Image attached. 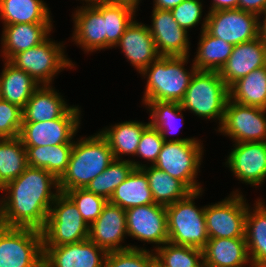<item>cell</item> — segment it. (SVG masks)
<instances>
[{
    "label": "cell",
    "mask_w": 266,
    "mask_h": 267,
    "mask_svg": "<svg viewBox=\"0 0 266 267\" xmlns=\"http://www.w3.org/2000/svg\"><path fill=\"white\" fill-rule=\"evenodd\" d=\"M263 66H266V43L259 36L254 40L235 45L219 74L230 87L241 77Z\"/></svg>",
    "instance_id": "cell-20"
},
{
    "label": "cell",
    "mask_w": 266,
    "mask_h": 267,
    "mask_svg": "<svg viewBox=\"0 0 266 267\" xmlns=\"http://www.w3.org/2000/svg\"><path fill=\"white\" fill-rule=\"evenodd\" d=\"M76 204L78 211L87 225H91L101 214L108 200L91 193L85 188H76L65 192Z\"/></svg>",
    "instance_id": "cell-40"
},
{
    "label": "cell",
    "mask_w": 266,
    "mask_h": 267,
    "mask_svg": "<svg viewBox=\"0 0 266 267\" xmlns=\"http://www.w3.org/2000/svg\"><path fill=\"white\" fill-rule=\"evenodd\" d=\"M183 0H153V9L169 10L179 5Z\"/></svg>",
    "instance_id": "cell-46"
},
{
    "label": "cell",
    "mask_w": 266,
    "mask_h": 267,
    "mask_svg": "<svg viewBox=\"0 0 266 267\" xmlns=\"http://www.w3.org/2000/svg\"><path fill=\"white\" fill-rule=\"evenodd\" d=\"M262 17L263 19L260 18L259 36L266 43V13Z\"/></svg>",
    "instance_id": "cell-48"
},
{
    "label": "cell",
    "mask_w": 266,
    "mask_h": 267,
    "mask_svg": "<svg viewBox=\"0 0 266 267\" xmlns=\"http://www.w3.org/2000/svg\"><path fill=\"white\" fill-rule=\"evenodd\" d=\"M133 169L134 166L130 159H114L103 173L88 183L85 189L109 200L114 190L127 178Z\"/></svg>",
    "instance_id": "cell-37"
},
{
    "label": "cell",
    "mask_w": 266,
    "mask_h": 267,
    "mask_svg": "<svg viewBox=\"0 0 266 267\" xmlns=\"http://www.w3.org/2000/svg\"><path fill=\"white\" fill-rule=\"evenodd\" d=\"M229 98L239 104L266 109V66L234 82L229 87Z\"/></svg>",
    "instance_id": "cell-31"
},
{
    "label": "cell",
    "mask_w": 266,
    "mask_h": 267,
    "mask_svg": "<svg viewBox=\"0 0 266 267\" xmlns=\"http://www.w3.org/2000/svg\"><path fill=\"white\" fill-rule=\"evenodd\" d=\"M113 160L112 150L99 131L79 140L77 138V141L74 140L67 170L59 179L60 192L85 188Z\"/></svg>",
    "instance_id": "cell-2"
},
{
    "label": "cell",
    "mask_w": 266,
    "mask_h": 267,
    "mask_svg": "<svg viewBox=\"0 0 266 267\" xmlns=\"http://www.w3.org/2000/svg\"><path fill=\"white\" fill-rule=\"evenodd\" d=\"M203 189L190 192L185 198L166 206L168 242L203 249L208 241L205 206L199 208L195 199Z\"/></svg>",
    "instance_id": "cell-5"
},
{
    "label": "cell",
    "mask_w": 266,
    "mask_h": 267,
    "mask_svg": "<svg viewBox=\"0 0 266 267\" xmlns=\"http://www.w3.org/2000/svg\"><path fill=\"white\" fill-rule=\"evenodd\" d=\"M148 125L149 122L129 120L105 127L99 132L107 140L114 159L121 160L122 155L135 156L142 133Z\"/></svg>",
    "instance_id": "cell-27"
},
{
    "label": "cell",
    "mask_w": 266,
    "mask_h": 267,
    "mask_svg": "<svg viewBox=\"0 0 266 267\" xmlns=\"http://www.w3.org/2000/svg\"><path fill=\"white\" fill-rule=\"evenodd\" d=\"M154 251L148 249H126L108 252L104 267H152L156 261Z\"/></svg>",
    "instance_id": "cell-39"
},
{
    "label": "cell",
    "mask_w": 266,
    "mask_h": 267,
    "mask_svg": "<svg viewBox=\"0 0 266 267\" xmlns=\"http://www.w3.org/2000/svg\"><path fill=\"white\" fill-rule=\"evenodd\" d=\"M43 0H0L3 25L52 23L51 11Z\"/></svg>",
    "instance_id": "cell-30"
},
{
    "label": "cell",
    "mask_w": 266,
    "mask_h": 267,
    "mask_svg": "<svg viewBox=\"0 0 266 267\" xmlns=\"http://www.w3.org/2000/svg\"><path fill=\"white\" fill-rule=\"evenodd\" d=\"M107 252L89 239L43 246V267H104Z\"/></svg>",
    "instance_id": "cell-17"
},
{
    "label": "cell",
    "mask_w": 266,
    "mask_h": 267,
    "mask_svg": "<svg viewBox=\"0 0 266 267\" xmlns=\"http://www.w3.org/2000/svg\"><path fill=\"white\" fill-rule=\"evenodd\" d=\"M135 169H141L147 176L154 202L168 206L185 198L192 192L182 181L171 177L168 173L155 166L142 164L140 161L130 160Z\"/></svg>",
    "instance_id": "cell-25"
},
{
    "label": "cell",
    "mask_w": 266,
    "mask_h": 267,
    "mask_svg": "<svg viewBox=\"0 0 266 267\" xmlns=\"http://www.w3.org/2000/svg\"><path fill=\"white\" fill-rule=\"evenodd\" d=\"M41 233L43 246H60L89 239V225L73 200L60 192L51 205Z\"/></svg>",
    "instance_id": "cell-6"
},
{
    "label": "cell",
    "mask_w": 266,
    "mask_h": 267,
    "mask_svg": "<svg viewBox=\"0 0 266 267\" xmlns=\"http://www.w3.org/2000/svg\"><path fill=\"white\" fill-rule=\"evenodd\" d=\"M81 108L71 106L60 118L43 122H22L20 139L24 147L74 144L81 126Z\"/></svg>",
    "instance_id": "cell-11"
},
{
    "label": "cell",
    "mask_w": 266,
    "mask_h": 267,
    "mask_svg": "<svg viewBox=\"0 0 266 267\" xmlns=\"http://www.w3.org/2000/svg\"><path fill=\"white\" fill-rule=\"evenodd\" d=\"M52 85H40L22 109V122H43L60 118L70 107Z\"/></svg>",
    "instance_id": "cell-24"
},
{
    "label": "cell",
    "mask_w": 266,
    "mask_h": 267,
    "mask_svg": "<svg viewBox=\"0 0 266 267\" xmlns=\"http://www.w3.org/2000/svg\"><path fill=\"white\" fill-rule=\"evenodd\" d=\"M150 113L151 120L149 124L156 128L165 141H185V140H198L195 137L191 138H167V135L178 132L179 125L184 122V111L181 104L178 102L169 101H155L148 102L144 105ZM181 119V122L179 119ZM179 122H178V121Z\"/></svg>",
    "instance_id": "cell-34"
},
{
    "label": "cell",
    "mask_w": 266,
    "mask_h": 267,
    "mask_svg": "<svg viewBox=\"0 0 266 267\" xmlns=\"http://www.w3.org/2000/svg\"><path fill=\"white\" fill-rule=\"evenodd\" d=\"M0 267H43L41 231L3 226L0 229Z\"/></svg>",
    "instance_id": "cell-9"
},
{
    "label": "cell",
    "mask_w": 266,
    "mask_h": 267,
    "mask_svg": "<svg viewBox=\"0 0 266 267\" xmlns=\"http://www.w3.org/2000/svg\"><path fill=\"white\" fill-rule=\"evenodd\" d=\"M203 251V265L212 267H253L245 237L209 238ZM249 263V265H248Z\"/></svg>",
    "instance_id": "cell-23"
},
{
    "label": "cell",
    "mask_w": 266,
    "mask_h": 267,
    "mask_svg": "<svg viewBox=\"0 0 266 267\" xmlns=\"http://www.w3.org/2000/svg\"><path fill=\"white\" fill-rule=\"evenodd\" d=\"M239 0H213L208 12L238 8Z\"/></svg>",
    "instance_id": "cell-45"
},
{
    "label": "cell",
    "mask_w": 266,
    "mask_h": 267,
    "mask_svg": "<svg viewBox=\"0 0 266 267\" xmlns=\"http://www.w3.org/2000/svg\"><path fill=\"white\" fill-rule=\"evenodd\" d=\"M3 221H2V211H1V202H0V229L3 227Z\"/></svg>",
    "instance_id": "cell-50"
},
{
    "label": "cell",
    "mask_w": 266,
    "mask_h": 267,
    "mask_svg": "<svg viewBox=\"0 0 266 267\" xmlns=\"http://www.w3.org/2000/svg\"><path fill=\"white\" fill-rule=\"evenodd\" d=\"M202 5L201 0H183L171 12L178 25L188 32L201 23L204 11Z\"/></svg>",
    "instance_id": "cell-43"
},
{
    "label": "cell",
    "mask_w": 266,
    "mask_h": 267,
    "mask_svg": "<svg viewBox=\"0 0 266 267\" xmlns=\"http://www.w3.org/2000/svg\"><path fill=\"white\" fill-rule=\"evenodd\" d=\"M253 206H248L245 217L248 254L253 267H266V204L257 199Z\"/></svg>",
    "instance_id": "cell-26"
},
{
    "label": "cell",
    "mask_w": 266,
    "mask_h": 267,
    "mask_svg": "<svg viewBox=\"0 0 266 267\" xmlns=\"http://www.w3.org/2000/svg\"><path fill=\"white\" fill-rule=\"evenodd\" d=\"M152 22L148 25L160 56H190L188 33L181 28L169 10H152Z\"/></svg>",
    "instance_id": "cell-18"
},
{
    "label": "cell",
    "mask_w": 266,
    "mask_h": 267,
    "mask_svg": "<svg viewBox=\"0 0 266 267\" xmlns=\"http://www.w3.org/2000/svg\"><path fill=\"white\" fill-rule=\"evenodd\" d=\"M156 261L163 267H202V249L166 242L154 250Z\"/></svg>",
    "instance_id": "cell-38"
},
{
    "label": "cell",
    "mask_w": 266,
    "mask_h": 267,
    "mask_svg": "<svg viewBox=\"0 0 266 267\" xmlns=\"http://www.w3.org/2000/svg\"><path fill=\"white\" fill-rule=\"evenodd\" d=\"M233 143L266 142V109L227 100L224 118L216 130Z\"/></svg>",
    "instance_id": "cell-13"
},
{
    "label": "cell",
    "mask_w": 266,
    "mask_h": 267,
    "mask_svg": "<svg viewBox=\"0 0 266 267\" xmlns=\"http://www.w3.org/2000/svg\"><path fill=\"white\" fill-rule=\"evenodd\" d=\"M80 1H85L86 5H91V4L103 2V0H80Z\"/></svg>",
    "instance_id": "cell-49"
},
{
    "label": "cell",
    "mask_w": 266,
    "mask_h": 267,
    "mask_svg": "<svg viewBox=\"0 0 266 267\" xmlns=\"http://www.w3.org/2000/svg\"><path fill=\"white\" fill-rule=\"evenodd\" d=\"M202 267H212V266H210V265H203Z\"/></svg>",
    "instance_id": "cell-53"
},
{
    "label": "cell",
    "mask_w": 266,
    "mask_h": 267,
    "mask_svg": "<svg viewBox=\"0 0 266 267\" xmlns=\"http://www.w3.org/2000/svg\"><path fill=\"white\" fill-rule=\"evenodd\" d=\"M228 99L229 87L218 71H196L180 104L199 118L218 120L219 128Z\"/></svg>",
    "instance_id": "cell-4"
},
{
    "label": "cell",
    "mask_w": 266,
    "mask_h": 267,
    "mask_svg": "<svg viewBox=\"0 0 266 267\" xmlns=\"http://www.w3.org/2000/svg\"><path fill=\"white\" fill-rule=\"evenodd\" d=\"M165 140L162 134L150 124L144 129L135 156L155 164Z\"/></svg>",
    "instance_id": "cell-42"
},
{
    "label": "cell",
    "mask_w": 266,
    "mask_h": 267,
    "mask_svg": "<svg viewBox=\"0 0 266 267\" xmlns=\"http://www.w3.org/2000/svg\"><path fill=\"white\" fill-rule=\"evenodd\" d=\"M238 8L254 13L261 18L266 13V0H239Z\"/></svg>",
    "instance_id": "cell-44"
},
{
    "label": "cell",
    "mask_w": 266,
    "mask_h": 267,
    "mask_svg": "<svg viewBox=\"0 0 266 267\" xmlns=\"http://www.w3.org/2000/svg\"><path fill=\"white\" fill-rule=\"evenodd\" d=\"M73 16L72 42L81 47L84 52L92 53L106 48L105 18L91 4L77 6Z\"/></svg>",
    "instance_id": "cell-21"
},
{
    "label": "cell",
    "mask_w": 266,
    "mask_h": 267,
    "mask_svg": "<svg viewBox=\"0 0 266 267\" xmlns=\"http://www.w3.org/2000/svg\"><path fill=\"white\" fill-rule=\"evenodd\" d=\"M73 144L25 147L27 164L45 169L58 180L66 172Z\"/></svg>",
    "instance_id": "cell-32"
},
{
    "label": "cell",
    "mask_w": 266,
    "mask_h": 267,
    "mask_svg": "<svg viewBox=\"0 0 266 267\" xmlns=\"http://www.w3.org/2000/svg\"><path fill=\"white\" fill-rule=\"evenodd\" d=\"M1 192L6 194L0 199L5 227L41 231L60 193L59 180L45 169L28 165L20 176L0 189Z\"/></svg>",
    "instance_id": "cell-1"
},
{
    "label": "cell",
    "mask_w": 266,
    "mask_h": 267,
    "mask_svg": "<svg viewBox=\"0 0 266 267\" xmlns=\"http://www.w3.org/2000/svg\"><path fill=\"white\" fill-rule=\"evenodd\" d=\"M225 166L237 180L259 186L266 178V142H242L233 144Z\"/></svg>",
    "instance_id": "cell-15"
},
{
    "label": "cell",
    "mask_w": 266,
    "mask_h": 267,
    "mask_svg": "<svg viewBox=\"0 0 266 267\" xmlns=\"http://www.w3.org/2000/svg\"><path fill=\"white\" fill-rule=\"evenodd\" d=\"M92 5L105 18L106 49H112L119 42L127 26L135 18L137 11L126 5L109 4L106 2Z\"/></svg>",
    "instance_id": "cell-36"
},
{
    "label": "cell",
    "mask_w": 266,
    "mask_h": 267,
    "mask_svg": "<svg viewBox=\"0 0 266 267\" xmlns=\"http://www.w3.org/2000/svg\"><path fill=\"white\" fill-rule=\"evenodd\" d=\"M2 99V97H1V85H0V100Z\"/></svg>",
    "instance_id": "cell-52"
},
{
    "label": "cell",
    "mask_w": 266,
    "mask_h": 267,
    "mask_svg": "<svg viewBox=\"0 0 266 267\" xmlns=\"http://www.w3.org/2000/svg\"><path fill=\"white\" fill-rule=\"evenodd\" d=\"M201 31L235 46L259 37L260 17L239 8L208 12Z\"/></svg>",
    "instance_id": "cell-10"
},
{
    "label": "cell",
    "mask_w": 266,
    "mask_h": 267,
    "mask_svg": "<svg viewBox=\"0 0 266 267\" xmlns=\"http://www.w3.org/2000/svg\"><path fill=\"white\" fill-rule=\"evenodd\" d=\"M53 23H20L3 25L1 38L3 61L15 54L39 45L51 35Z\"/></svg>",
    "instance_id": "cell-22"
},
{
    "label": "cell",
    "mask_w": 266,
    "mask_h": 267,
    "mask_svg": "<svg viewBox=\"0 0 266 267\" xmlns=\"http://www.w3.org/2000/svg\"><path fill=\"white\" fill-rule=\"evenodd\" d=\"M125 212L129 237L156 244L153 251L168 242L166 206L153 203L131 207Z\"/></svg>",
    "instance_id": "cell-14"
},
{
    "label": "cell",
    "mask_w": 266,
    "mask_h": 267,
    "mask_svg": "<svg viewBox=\"0 0 266 267\" xmlns=\"http://www.w3.org/2000/svg\"><path fill=\"white\" fill-rule=\"evenodd\" d=\"M126 222L125 210L107 202L101 214L89 226V240L107 253L129 248L141 249L134 244L122 245L125 243V237L128 236Z\"/></svg>",
    "instance_id": "cell-16"
},
{
    "label": "cell",
    "mask_w": 266,
    "mask_h": 267,
    "mask_svg": "<svg viewBox=\"0 0 266 267\" xmlns=\"http://www.w3.org/2000/svg\"><path fill=\"white\" fill-rule=\"evenodd\" d=\"M142 0H103V2L109 4H118V5H126L133 8L135 11H138V5L141 3Z\"/></svg>",
    "instance_id": "cell-47"
},
{
    "label": "cell",
    "mask_w": 266,
    "mask_h": 267,
    "mask_svg": "<svg viewBox=\"0 0 266 267\" xmlns=\"http://www.w3.org/2000/svg\"><path fill=\"white\" fill-rule=\"evenodd\" d=\"M152 267H163V266L160 265L157 261H155Z\"/></svg>",
    "instance_id": "cell-51"
},
{
    "label": "cell",
    "mask_w": 266,
    "mask_h": 267,
    "mask_svg": "<svg viewBox=\"0 0 266 267\" xmlns=\"http://www.w3.org/2000/svg\"><path fill=\"white\" fill-rule=\"evenodd\" d=\"M195 58L192 60L197 71H220L230 57L233 45L223 39L211 36L205 30L200 32Z\"/></svg>",
    "instance_id": "cell-33"
},
{
    "label": "cell",
    "mask_w": 266,
    "mask_h": 267,
    "mask_svg": "<svg viewBox=\"0 0 266 267\" xmlns=\"http://www.w3.org/2000/svg\"><path fill=\"white\" fill-rule=\"evenodd\" d=\"M50 35L39 45L15 54L9 62L29 74L40 85H52L54 77L75 64L65 55L64 43L55 42Z\"/></svg>",
    "instance_id": "cell-7"
},
{
    "label": "cell",
    "mask_w": 266,
    "mask_h": 267,
    "mask_svg": "<svg viewBox=\"0 0 266 267\" xmlns=\"http://www.w3.org/2000/svg\"><path fill=\"white\" fill-rule=\"evenodd\" d=\"M201 140L165 141L153 166L182 181L191 191L203 189L197 182L203 160Z\"/></svg>",
    "instance_id": "cell-8"
},
{
    "label": "cell",
    "mask_w": 266,
    "mask_h": 267,
    "mask_svg": "<svg viewBox=\"0 0 266 267\" xmlns=\"http://www.w3.org/2000/svg\"><path fill=\"white\" fill-rule=\"evenodd\" d=\"M3 67L0 73L1 97L23 109L40 84L7 60H4Z\"/></svg>",
    "instance_id": "cell-28"
},
{
    "label": "cell",
    "mask_w": 266,
    "mask_h": 267,
    "mask_svg": "<svg viewBox=\"0 0 266 267\" xmlns=\"http://www.w3.org/2000/svg\"><path fill=\"white\" fill-rule=\"evenodd\" d=\"M108 202L124 210L155 203L146 174L141 169L134 168L114 190Z\"/></svg>",
    "instance_id": "cell-29"
},
{
    "label": "cell",
    "mask_w": 266,
    "mask_h": 267,
    "mask_svg": "<svg viewBox=\"0 0 266 267\" xmlns=\"http://www.w3.org/2000/svg\"><path fill=\"white\" fill-rule=\"evenodd\" d=\"M27 166L26 149L20 137L0 138V189L20 176Z\"/></svg>",
    "instance_id": "cell-35"
},
{
    "label": "cell",
    "mask_w": 266,
    "mask_h": 267,
    "mask_svg": "<svg viewBox=\"0 0 266 267\" xmlns=\"http://www.w3.org/2000/svg\"><path fill=\"white\" fill-rule=\"evenodd\" d=\"M189 56H160L140 74L147 78L142 103L169 101L180 103L197 71L192 63L190 72L185 69Z\"/></svg>",
    "instance_id": "cell-3"
},
{
    "label": "cell",
    "mask_w": 266,
    "mask_h": 267,
    "mask_svg": "<svg viewBox=\"0 0 266 267\" xmlns=\"http://www.w3.org/2000/svg\"><path fill=\"white\" fill-rule=\"evenodd\" d=\"M241 193L236 189L222 201L205 205L208 238L245 237V217L249 204Z\"/></svg>",
    "instance_id": "cell-12"
},
{
    "label": "cell",
    "mask_w": 266,
    "mask_h": 267,
    "mask_svg": "<svg viewBox=\"0 0 266 267\" xmlns=\"http://www.w3.org/2000/svg\"><path fill=\"white\" fill-rule=\"evenodd\" d=\"M115 47L121 48V53L123 52L127 61L139 73L160 57L148 24L138 22L135 18L127 26Z\"/></svg>",
    "instance_id": "cell-19"
},
{
    "label": "cell",
    "mask_w": 266,
    "mask_h": 267,
    "mask_svg": "<svg viewBox=\"0 0 266 267\" xmlns=\"http://www.w3.org/2000/svg\"><path fill=\"white\" fill-rule=\"evenodd\" d=\"M22 120V108L3 99L0 100V138L18 137Z\"/></svg>",
    "instance_id": "cell-41"
}]
</instances>
